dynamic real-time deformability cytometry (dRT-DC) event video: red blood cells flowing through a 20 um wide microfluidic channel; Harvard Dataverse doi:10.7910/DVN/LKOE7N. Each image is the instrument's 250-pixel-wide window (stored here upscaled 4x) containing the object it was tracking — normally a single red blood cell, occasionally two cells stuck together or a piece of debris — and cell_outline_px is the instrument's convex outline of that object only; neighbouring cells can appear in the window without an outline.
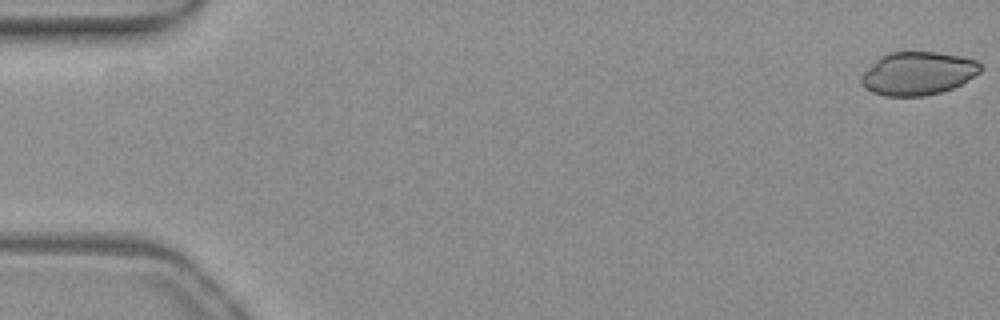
{"species": "common noctule bat (a hibernating species)", "species_latin": "Nyctalus noctula", "temperature_condition": "warm", "stored_images_in_passage": 53, "camera_frame_rate_fps": 3000, "um_per_image_px": 0.085, "animal": {"sex": "female", "body_mass_g": 19.3, "forearm_length_mm": 54.1}, "frame": {"image": 1, "passage_image": 1, "time_ms": 0.0, "image_size_px": [1000, 320], "cell_outline_px": [[984, 68], [980, 72], [960, 84], [952, 88], [940, 92], [924, 96], [884, 96], [872, 92], [860, 84], [860, 76], [880, 56], [888, 52], [936, 52], [960, 56], [976, 60]], "centroid_in_image_um": [78.0, 6.24], "position_along_channel_um": 7.0, "area_um2": 30.0}}